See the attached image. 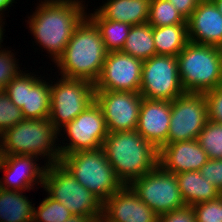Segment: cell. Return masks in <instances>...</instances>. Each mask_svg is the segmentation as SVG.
Returning <instances> with one entry per match:
<instances>
[{
  "instance_id": "30",
  "label": "cell",
  "mask_w": 222,
  "mask_h": 222,
  "mask_svg": "<svg viewBox=\"0 0 222 222\" xmlns=\"http://www.w3.org/2000/svg\"><path fill=\"white\" fill-rule=\"evenodd\" d=\"M24 119L22 110L18 108L3 91H0V136Z\"/></svg>"
},
{
  "instance_id": "40",
  "label": "cell",
  "mask_w": 222,
  "mask_h": 222,
  "mask_svg": "<svg viewBox=\"0 0 222 222\" xmlns=\"http://www.w3.org/2000/svg\"><path fill=\"white\" fill-rule=\"evenodd\" d=\"M3 157H4V154H3V149H2L1 140H0V168L3 162Z\"/></svg>"
},
{
  "instance_id": "37",
  "label": "cell",
  "mask_w": 222,
  "mask_h": 222,
  "mask_svg": "<svg viewBox=\"0 0 222 222\" xmlns=\"http://www.w3.org/2000/svg\"><path fill=\"white\" fill-rule=\"evenodd\" d=\"M65 222H96L92 217L90 216H84V215H72L69 219H67Z\"/></svg>"
},
{
  "instance_id": "16",
  "label": "cell",
  "mask_w": 222,
  "mask_h": 222,
  "mask_svg": "<svg viewBox=\"0 0 222 222\" xmlns=\"http://www.w3.org/2000/svg\"><path fill=\"white\" fill-rule=\"evenodd\" d=\"M101 222H159V216L127 185L103 203Z\"/></svg>"
},
{
  "instance_id": "25",
  "label": "cell",
  "mask_w": 222,
  "mask_h": 222,
  "mask_svg": "<svg viewBox=\"0 0 222 222\" xmlns=\"http://www.w3.org/2000/svg\"><path fill=\"white\" fill-rule=\"evenodd\" d=\"M121 52L143 61L157 55L153 27L148 23L131 26Z\"/></svg>"
},
{
  "instance_id": "39",
  "label": "cell",
  "mask_w": 222,
  "mask_h": 222,
  "mask_svg": "<svg viewBox=\"0 0 222 222\" xmlns=\"http://www.w3.org/2000/svg\"><path fill=\"white\" fill-rule=\"evenodd\" d=\"M212 1L214 2L218 10L222 13V0H212Z\"/></svg>"
},
{
  "instance_id": "21",
  "label": "cell",
  "mask_w": 222,
  "mask_h": 222,
  "mask_svg": "<svg viewBox=\"0 0 222 222\" xmlns=\"http://www.w3.org/2000/svg\"><path fill=\"white\" fill-rule=\"evenodd\" d=\"M96 9L104 19L124 22L131 26L148 22L151 0H107Z\"/></svg>"
},
{
  "instance_id": "6",
  "label": "cell",
  "mask_w": 222,
  "mask_h": 222,
  "mask_svg": "<svg viewBox=\"0 0 222 222\" xmlns=\"http://www.w3.org/2000/svg\"><path fill=\"white\" fill-rule=\"evenodd\" d=\"M59 163L103 203L123 186L102 147L61 156Z\"/></svg>"
},
{
  "instance_id": "8",
  "label": "cell",
  "mask_w": 222,
  "mask_h": 222,
  "mask_svg": "<svg viewBox=\"0 0 222 222\" xmlns=\"http://www.w3.org/2000/svg\"><path fill=\"white\" fill-rule=\"evenodd\" d=\"M50 89L49 120L59 132L95 101V87L88 80L62 76Z\"/></svg>"
},
{
  "instance_id": "38",
  "label": "cell",
  "mask_w": 222,
  "mask_h": 222,
  "mask_svg": "<svg viewBox=\"0 0 222 222\" xmlns=\"http://www.w3.org/2000/svg\"><path fill=\"white\" fill-rule=\"evenodd\" d=\"M14 0H0V12H2L4 9H7ZM1 15V14H0Z\"/></svg>"
},
{
  "instance_id": "33",
  "label": "cell",
  "mask_w": 222,
  "mask_h": 222,
  "mask_svg": "<svg viewBox=\"0 0 222 222\" xmlns=\"http://www.w3.org/2000/svg\"><path fill=\"white\" fill-rule=\"evenodd\" d=\"M208 120L222 124V87H217L204 93Z\"/></svg>"
},
{
  "instance_id": "7",
  "label": "cell",
  "mask_w": 222,
  "mask_h": 222,
  "mask_svg": "<svg viewBox=\"0 0 222 222\" xmlns=\"http://www.w3.org/2000/svg\"><path fill=\"white\" fill-rule=\"evenodd\" d=\"M49 197L62 203L72 214L101 222L103 202L81 185L60 163L46 165L43 184Z\"/></svg>"
},
{
  "instance_id": "34",
  "label": "cell",
  "mask_w": 222,
  "mask_h": 222,
  "mask_svg": "<svg viewBox=\"0 0 222 222\" xmlns=\"http://www.w3.org/2000/svg\"><path fill=\"white\" fill-rule=\"evenodd\" d=\"M199 172L222 194V159H209Z\"/></svg>"
},
{
  "instance_id": "1",
  "label": "cell",
  "mask_w": 222,
  "mask_h": 222,
  "mask_svg": "<svg viewBox=\"0 0 222 222\" xmlns=\"http://www.w3.org/2000/svg\"><path fill=\"white\" fill-rule=\"evenodd\" d=\"M84 8L77 0H45L31 16L28 23L33 36L53 55L54 62L63 54L75 28L86 17Z\"/></svg>"
},
{
  "instance_id": "9",
  "label": "cell",
  "mask_w": 222,
  "mask_h": 222,
  "mask_svg": "<svg viewBox=\"0 0 222 222\" xmlns=\"http://www.w3.org/2000/svg\"><path fill=\"white\" fill-rule=\"evenodd\" d=\"M129 186L159 217L186 206L176 175L165 171L159 165Z\"/></svg>"
},
{
  "instance_id": "19",
  "label": "cell",
  "mask_w": 222,
  "mask_h": 222,
  "mask_svg": "<svg viewBox=\"0 0 222 222\" xmlns=\"http://www.w3.org/2000/svg\"><path fill=\"white\" fill-rule=\"evenodd\" d=\"M209 160L197 139L168 143L159 150L158 165L165 171L178 174L200 171Z\"/></svg>"
},
{
  "instance_id": "20",
  "label": "cell",
  "mask_w": 222,
  "mask_h": 222,
  "mask_svg": "<svg viewBox=\"0 0 222 222\" xmlns=\"http://www.w3.org/2000/svg\"><path fill=\"white\" fill-rule=\"evenodd\" d=\"M37 156L33 155H4L1 165L4 170L5 179L2 183L0 180V188L5 190L25 191L32 189L35 181L38 180L43 184L45 167L38 166L33 160ZM37 164V165H36ZM34 182V183H33ZM25 189V190H24Z\"/></svg>"
},
{
  "instance_id": "5",
  "label": "cell",
  "mask_w": 222,
  "mask_h": 222,
  "mask_svg": "<svg viewBox=\"0 0 222 222\" xmlns=\"http://www.w3.org/2000/svg\"><path fill=\"white\" fill-rule=\"evenodd\" d=\"M59 131L49 118L23 119L14 127L6 130L1 136L4 155L48 156V164L59 163L61 153L56 148V138ZM55 146V147H54Z\"/></svg>"
},
{
  "instance_id": "10",
  "label": "cell",
  "mask_w": 222,
  "mask_h": 222,
  "mask_svg": "<svg viewBox=\"0 0 222 222\" xmlns=\"http://www.w3.org/2000/svg\"><path fill=\"white\" fill-rule=\"evenodd\" d=\"M139 93L146 99L166 101H173L184 94L177 57L155 55L144 60Z\"/></svg>"
},
{
  "instance_id": "11",
  "label": "cell",
  "mask_w": 222,
  "mask_h": 222,
  "mask_svg": "<svg viewBox=\"0 0 222 222\" xmlns=\"http://www.w3.org/2000/svg\"><path fill=\"white\" fill-rule=\"evenodd\" d=\"M207 121L205 95L185 92L171 101L168 143L197 139Z\"/></svg>"
},
{
  "instance_id": "41",
  "label": "cell",
  "mask_w": 222,
  "mask_h": 222,
  "mask_svg": "<svg viewBox=\"0 0 222 222\" xmlns=\"http://www.w3.org/2000/svg\"><path fill=\"white\" fill-rule=\"evenodd\" d=\"M2 19H1V17H0V42H2L3 40H2V36H3V28L1 27V26H3L2 24H1V21ZM1 44V43H0Z\"/></svg>"
},
{
  "instance_id": "27",
  "label": "cell",
  "mask_w": 222,
  "mask_h": 222,
  "mask_svg": "<svg viewBox=\"0 0 222 222\" xmlns=\"http://www.w3.org/2000/svg\"><path fill=\"white\" fill-rule=\"evenodd\" d=\"M148 24L152 27L187 24V20L168 0H151Z\"/></svg>"
},
{
  "instance_id": "13",
  "label": "cell",
  "mask_w": 222,
  "mask_h": 222,
  "mask_svg": "<svg viewBox=\"0 0 222 222\" xmlns=\"http://www.w3.org/2000/svg\"><path fill=\"white\" fill-rule=\"evenodd\" d=\"M20 73L4 88L9 99L22 110L25 119L49 118L51 89L46 81Z\"/></svg>"
},
{
  "instance_id": "29",
  "label": "cell",
  "mask_w": 222,
  "mask_h": 222,
  "mask_svg": "<svg viewBox=\"0 0 222 222\" xmlns=\"http://www.w3.org/2000/svg\"><path fill=\"white\" fill-rule=\"evenodd\" d=\"M72 215L62 203L49 196L38 208L33 207V222H65Z\"/></svg>"
},
{
  "instance_id": "3",
  "label": "cell",
  "mask_w": 222,
  "mask_h": 222,
  "mask_svg": "<svg viewBox=\"0 0 222 222\" xmlns=\"http://www.w3.org/2000/svg\"><path fill=\"white\" fill-rule=\"evenodd\" d=\"M107 55L104 42L96 25L87 16L75 28L63 54L56 60L61 76L98 80Z\"/></svg>"
},
{
  "instance_id": "24",
  "label": "cell",
  "mask_w": 222,
  "mask_h": 222,
  "mask_svg": "<svg viewBox=\"0 0 222 222\" xmlns=\"http://www.w3.org/2000/svg\"><path fill=\"white\" fill-rule=\"evenodd\" d=\"M157 55L177 57L189 42L187 24L153 27Z\"/></svg>"
},
{
  "instance_id": "32",
  "label": "cell",
  "mask_w": 222,
  "mask_h": 222,
  "mask_svg": "<svg viewBox=\"0 0 222 222\" xmlns=\"http://www.w3.org/2000/svg\"><path fill=\"white\" fill-rule=\"evenodd\" d=\"M11 51L0 50V90L3 91L6 85L14 79L20 72L18 64Z\"/></svg>"
},
{
  "instance_id": "35",
  "label": "cell",
  "mask_w": 222,
  "mask_h": 222,
  "mask_svg": "<svg viewBox=\"0 0 222 222\" xmlns=\"http://www.w3.org/2000/svg\"><path fill=\"white\" fill-rule=\"evenodd\" d=\"M159 222H196V217L192 207L186 205L161 215Z\"/></svg>"
},
{
  "instance_id": "2",
  "label": "cell",
  "mask_w": 222,
  "mask_h": 222,
  "mask_svg": "<svg viewBox=\"0 0 222 222\" xmlns=\"http://www.w3.org/2000/svg\"><path fill=\"white\" fill-rule=\"evenodd\" d=\"M102 148L123 186L130 185L158 166L159 150L137 130L109 132Z\"/></svg>"
},
{
  "instance_id": "12",
  "label": "cell",
  "mask_w": 222,
  "mask_h": 222,
  "mask_svg": "<svg viewBox=\"0 0 222 222\" xmlns=\"http://www.w3.org/2000/svg\"><path fill=\"white\" fill-rule=\"evenodd\" d=\"M69 145L59 147L61 156L101 148L108 130L101 107L92 102L74 120L64 126Z\"/></svg>"
},
{
  "instance_id": "17",
  "label": "cell",
  "mask_w": 222,
  "mask_h": 222,
  "mask_svg": "<svg viewBox=\"0 0 222 222\" xmlns=\"http://www.w3.org/2000/svg\"><path fill=\"white\" fill-rule=\"evenodd\" d=\"M171 101L143 98L137 132L156 149L168 144Z\"/></svg>"
},
{
  "instance_id": "28",
  "label": "cell",
  "mask_w": 222,
  "mask_h": 222,
  "mask_svg": "<svg viewBox=\"0 0 222 222\" xmlns=\"http://www.w3.org/2000/svg\"><path fill=\"white\" fill-rule=\"evenodd\" d=\"M197 141L209 159H222V124L208 120Z\"/></svg>"
},
{
  "instance_id": "15",
  "label": "cell",
  "mask_w": 222,
  "mask_h": 222,
  "mask_svg": "<svg viewBox=\"0 0 222 222\" xmlns=\"http://www.w3.org/2000/svg\"><path fill=\"white\" fill-rule=\"evenodd\" d=\"M143 60L121 51L107 52L95 90L139 92Z\"/></svg>"
},
{
  "instance_id": "22",
  "label": "cell",
  "mask_w": 222,
  "mask_h": 222,
  "mask_svg": "<svg viewBox=\"0 0 222 222\" xmlns=\"http://www.w3.org/2000/svg\"><path fill=\"white\" fill-rule=\"evenodd\" d=\"M175 175L181 196L187 206L215 200L222 195L199 171H186Z\"/></svg>"
},
{
  "instance_id": "14",
  "label": "cell",
  "mask_w": 222,
  "mask_h": 222,
  "mask_svg": "<svg viewBox=\"0 0 222 222\" xmlns=\"http://www.w3.org/2000/svg\"><path fill=\"white\" fill-rule=\"evenodd\" d=\"M142 99L139 92L95 90L108 132L136 130Z\"/></svg>"
},
{
  "instance_id": "26",
  "label": "cell",
  "mask_w": 222,
  "mask_h": 222,
  "mask_svg": "<svg viewBox=\"0 0 222 222\" xmlns=\"http://www.w3.org/2000/svg\"><path fill=\"white\" fill-rule=\"evenodd\" d=\"M88 18L96 25L107 52L121 51L129 34L131 25L102 18L96 11Z\"/></svg>"
},
{
  "instance_id": "31",
  "label": "cell",
  "mask_w": 222,
  "mask_h": 222,
  "mask_svg": "<svg viewBox=\"0 0 222 222\" xmlns=\"http://www.w3.org/2000/svg\"><path fill=\"white\" fill-rule=\"evenodd\" d=\"M191 207L196 222H222V195L215 200L200 202Z\"/></svg>"
},
{
  "instance_id": "4",
  "label": "cell",
  "mask_w": 222,
  "mask_h": 222,
  "mask_svg": "<svg viewBox=\"0 0 222 222\" xmlns=\"http://www.w3.org/2000/svg\"><path fill=\"white\" fill-rule=\"evenodd\" d=\"M177 60L179 78L185 92L204 94L221 86V47L189 41Z\"/></svg>"
},
{
  "instance_id": "23",
  "label": "cell",
  "mask_w": 222,
  "mask_h": 222,
  "mask_svg": "<svg viewBox=\"0 0 222 222\" xmlns=\"http://www.w3.org/2000/svg\"><path fill=\"white\" fill-rule=\"evenodd\" d=\"M0 222H33V206L22 191L0 188Z\"/></svg>"
},
{
  "instance_id": "18",
  "label": "cell",
  "mask_w": 222,
  "mask_h": 222,
  "mask_svg": "<svg viewBox=\"0 0 222 222\" xmlns=\"http://www.w3.org/2000/svg\"><path fill=\"white\" fill-rule=\"evenodd\" d=\"M188 39L222 48V13L212 0H200L187 19Z\"/></svg>"
},
{
  "instance_id": "36",
  "label": "cell",
  "mask_w": 222,
  "mask_h": 222,
  "mask_svg": "<svg viewBox=\"0 0 222 222\" xmlns=\"http://www.w3.org/2000/svg\"><path fill=\"white\" fill-rule=\"evenodd\" d=\"M179 13L187 20L192 12L197 8L200 0H168Z\"/></svg>"
}]
</instances>
